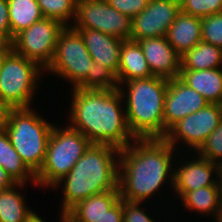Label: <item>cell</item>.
I'll return each mask as SVG.
<instances>
[{
  "label": "cell",
  "mask_w": 222,
  "mask_h": 222,
  "mask_svg": "<svg viewBox=\"0 0 222 222\" xmlns=\"http://www.w3.org/2000/svg\"><path fill=\"white\" fill-rule=\"evenodd\" d=\"M13 187L15 185L0 191V222H26L34 214Z\"/></svg>",
  "instance_id": "d4e9b609"
},
{
  "label": "cell",
  "mask_w": 222,
  "mask_h": 222,
  "mask_svg": "<svg viewBox=\"0 0 222 222\" xmlns=\"http://www.w3.org/2000/svg\"><path fill=\"white\" fill-rule=\"evenodd\" d=\"M197 151L201 157L222 165V121ZM218 158L221 160L219 163Z\"/></svg>",
  "instance_id": "f546056e"
},
{
  "label": "cell",
  "mask_w": 222,
  "mask_h": 222,
  "mask_svg": "<svg viewBox=\"0 0 222 222\" xmlns=\"http://www.w3.org/2000/svg\"><path fill=\"white\" fill-rule=\"evenodd\" d=\"M116 74L105 65L92 61L91 72L77 87L81 89H120Z\"/></svg>",
  "instance_id": "4316f807"
},
{
  "label": "cell",
  "mask_w": 222,
  "mask_h": 222,
  "mask_svg": "<svg viewBox=\"0 0 222 222\" xmlns=\"http://www.w3.org/2000/svg\"><path fill=\"white\" fill-rule=\"evenodd\" d=\"M120 199L119 191H106L83 199L68 212L80 222H97Z\"/></svg>",
  "instance_id": "ffe728a7"
},
{
  "label": "cell",
  "mask_w": 222,
  "mask_h": 222,
  "mask_svg": "<svg viewBox=\"0 0 222 222\" xmlns=\"http://www.w3.org/2000/svg\"><path fill=\"white\" fill-rule=\"evenodd\" d=\"M216 218H217V222H222V207L221 209L218 211V213L216 214Z\"/></svg>",
  "instance_id": "ab89813d"
},
{
  "label": "cell",
  "mask_w": 222,
  "mask_h": 222,
  "mask_svg": "<svg viewBox=\"0 0 222 222\" xmlns=\"http://www.w3.org/2000/svg\"><path fill=\"white\" fill-rule=\"evenodd\" d=\"M73 92L71 128L81 132L91 144L122 150L130 145L131 138L136 139L128 127L126 114L119 107L123 99L121 88H74Z\"/></svg>",
  "instance_id": "6da1fadb"
},
{
  "label": "cell",
  "mask_w": 222,
  "mask_h": 222,
  "mask_svg": "<svg viewBox=\"0 0 222 222\" xmlns=\"http://www.w3.org/2000/svg\"><path fill=\"white\" fill-rule=\"evenodd\" d=\"M53 126L30 108L9 109L4 130L26 166L36 174L42 167Z\"/></svg>",
  "instance_id": "5b68a950"
},
{
  "label": "cell",
  "mask_w": 222,
  "mask_h": 222,
  "mask_svg": "<svg viewBox=\"0 0 222 222\" xmlns=\"http://www.w3.org/2000/svg\"><path fill=\"white\" fill-rule=\"evenodd\" d=\"M9 108L3 103L0 98V130L4 129L7 120Z\"/></svg>",
  "instance_id": "d590c367"
},
{
  "label": "cell",
  "mask_w": 222,
  "mask_h": 222,
  "mask_svg": "<svg viewBox=\"0 0 222 222\" xmlns=\"http://www.w3.org/2000/svg\"><path fill=\"white\" fill-rule=\"evenodd\" d=\"M26 222H43V220L34 213Z\"/></svg>",
  "instance_id": "74e56055"
},
{
  "label": "cell",
  "mask_w": 222,
  "mask_h": 222,
  "mask_svg": "<svg viewBox=\"0 0 222 222\" xmlns=\"http://www.w3.org/2000/svg\"><path fill=\"white\" fill-rule=\"evenodd\" d=\"M119 154L118 190L123 200L138 202L150 197L169 176L172 152L164 138L135 139Z\"/></svg>",
  "instance_id": "7a4b0ae2"
},
{
  "label": "cell",
  "mask_w": 222,
  "mask_h": 222,
  "mask_svg": "<svg viewBox=\"0 0 222 222\" xmlns=\"http://www.w3.org/2000/svg\"><path fill=\"white\" fill-rule=\"evenodd\" d=\"M9 49H0V63H1V60L3 58V56L5 55V53L8 51Z\"/></svg>",
  "instance_id": "60d3db41"
},
{
  "label": "cell",
  "mask_w": 222,
  "mask_h": 222,
  "mask_svg": "<svg viewBox=\"0 0 222 222\" xmlns=\"http://www.w3.org/2000/svg\"><path fill=\"white\" fill-rule=\"evenodd\" d=\"M180 11L198 18L222 13V0H179Z\"/></svg>",
  "instance_id": "83f0119b"
},
{
  "label": "cell",
  "mask_w": 222,
  "mask_h": 222,
  "mask_svg": "<svg viewBox=\"0 0 222 222\" xmlns=\"http://www.w3.org/2000/svg\"><path fill=\"white\" fill-rule=\"evenodd\" d=\"M120 149L110 145L91 144L70 172L56 185L65 180L63 211H69L77 203L92 195L118 190L117 159Z\"/></svg>",
  "instance_id": "3957f363"
},
{
  "label": "cell",
  "mask_w": 222,
  "mask_h": 222,
  "mask_svg": "<svg viewBox=\"0 0 222 222\" xmlns=\"http://www.w3.org/2000/svg\"><path fill=\"white\" fill-rule=\"evenodd\" d=\"M215 169V170H214ZM212 171L220 173V166L200 156L175 170L171 174V181L176 193L182 197L188 191L207 186H222L220 181L211 179Z\"/></svg>",
  "instance_id": "9a60e30c"
},
{
  "label": "cell",
  "mask_w": 222,
  "mask_h": 222,
  "mask_svg": "<svg viewBox=\"0 0 222 222\" xmlns=\"http://www.w3.org/2000/svg\"><path fill=\"white\" fill-rule=\"evenodd\" d=\"M44 18L59 21L65 27L67 20L76 17L77 0H36ZM74 16V17H73Z\"/></svg>",
  "instance_id": "484cf974"
},
{
  "label": "cell",
  "mask_w": 222,
  "mask_h": 222,
  "mask_svg": "<svg viewBox=\"0 0 222 222\" xmlns=\"http://www.w3.org/2000/svg\"><path fill=\"white\" fill-rule=\"evenodd\" d=\"M217 177H219L220 178L219 180H221L220 182H222V165H220V173L218 174Z\"/></svg>",
  "instance_id": "b9f144b4"
},
{
  "label": "cell",
  "mask_w": 222,
  "mask_h": 222,
  "mask_svg": "<svg viewBox=\"0 0 222 222\" xmlns=\"http://www.w3.org/2000/svg\"><path fill=\"white\" fill-rule=\"evenodd\" d=\"M62 222H80L73 215H71L68 211H62Z\"/></svg>",
  "instance_id": "8d00e7d4"
},
{
  "label": "cell",
  "mask_w": 222,
  "mask_h": 222,
  "mask_svg": "<svg viewBox=\"0 0 222 222\" xmlns=\"http://www.w3.org/2000/svg\"><path fill=\"white\" fill-rule=\"evenodd\" d=\"M64 27L59 21L43 18L18 33L10 44L11 48L17 54L46 68L52 61L59 35Z\"/></svg>",
  "instance_id": "30bf717a"
},
{
  "label": "cell",
  "mask_w": 222,
  "mask_h": 222,
  "mask_svg": "<svg viewBox=\"0 0 222 222\" xmlns=\"http://www.w3.org/2000/svg\"><path fill=\"white\" fill-rule=\"evenodd\" d=\"M9 22L11 27V43L22 30L29 28L44 17L36 0H7Z\"/></svg>",
  "instance_id": "603a6c76"
},
{
  "label": "cell",
  "mask_w": 222,
  "mask_h": 222,
  "mask_svg": "<svg viewBox=\"0 0 222 222\" xmlns=\"http://www.w3.org/2000/svg\"><path fill=\"white\" fill-rule=\"evenodd\" d=\"M106 2L120 13L133 19L147 7L149 0H106Z\"/></svg>",
  "instance_id": "4dcf8cb0"
},
{
  "label": "cell",
  "mask_w": 222,
  "mask_h": 222,
  "mask_svg": "<svg viewBox=\"0 0 222 222\" xmlns=\"http://www.w3.org/2000/svg\"><path fill=\"white\" fill-rule=\"evenodd\" d=\"M0 166L15 183L24 184L30 176L35 182V174L22 161L4 129L0 130Z\"/></svg>",
  "instance_id": "7402d4cb"
},
{
  "label": "cell",
  "mask_w": 222,
  "mask_h": 222,
  "mask_svg": "<svg viewBox=\"0 0 222 222\" xmlns=\"http://www.w3.org/2000/svg\"><path fill=\"white\" fill-rule=\"evenodd\" d=\"M90 145V141L78 130L70 126L64 130L53 126L44 163L35 174V183L55 187Z\"/></svg>",
  "instance_id": "8992f818"
},
{
  "label": "cell",
  "mask_w": 222,
  "mask_h": 222,
  "mask_svg": "<svg viewBox=\"0 0 222 222\" xmlns=\"http://www.w3.org/2000/svg\"><path fill=\"white\" fill-rule=\"evenodd\" d=\"M11 45L0 38V49H10Z\"/></svg>",
  "instance_id": "f35d334b"
},
{
  "label": "cell",
  "mask_w": 222,
  "mask_h": 222,
  "mask_svg": "<svg viewBox=\"0 0 222 222\" xmlns=\"http://www.w3.org/2000/svg\"><path fill=\"white\" fill-rule=\"evenodd\" d=\"M92 61L80 33L72 26H66L59 35L54 56L46 68L71 80L77 88L87 77V72H91Z\"/></svg>",
  "instance_id": "ba28073f"
},
{
  "label": "cell",
  "mask_w": 222,
  "mask_h": 222,
  "mask_svg": "<svg viewBox=\"0 0 222 222\" xmlns=\"http://www.w3.org/2000/svg\"><path fill=\"white\" fill-rule=\"evenodd\" d=\"M202 19L180 11L169 27L166 38L173 49L182 56L202 41Z\"/></svg>",
  "instance_id": "e0dca14e"
},
{
  "label": "cell",
  "mask_w": 222,
  "mask_h": 222,
  "mask_svg": "<svg viewBox=\"0 0 222 222\" xmlns=\"http://www.w3.org/2000/svg\"><path fill=\"white\" fill-rule=\"evenodd\" d=\"M169 79L150 78L126 81L127 124L136 139L164 138V104Z\"/></svg>",
  "instance_id": "277c9868"
},
{
  "label": "cell",
  "mask_w": 222,
  "mask_h": 222,
  "mask_svg": "<svg viewBox=\"0 0 222 222\" xmlns=\"http://www.w3.org/2000/svg\"><path fill=\"white\" fill-rule=\"evenodd\" d=\"M40 65L10 48L0 63V98L9 109L30 108Z\"/></svg>",
  "instance_id": "52a82bcc"
},
{
  "label": "cell",
  "mask_w": 222,
  "mask_h": 222,
  "mask_svg": "<svg viewBox=\"0 0 222 222\" xmlns=\"http://www.w3.org/2000/svg\"><path fill=\"white\" fill-rule=\"evenodd\" d=\"M118 83L154 76L137 41L123 40L120 49V62L117 72Z\"/></svg>",
  "instance_id": "ac0fdd59"
},
{
  "label": "cell",
  "mask_w": 222,
  "mask_h": 222,
  "mask_svg": "<svg viewBox=\"0 0 222 222\" xmlns=\"http://www.w3.org/2000/svg\"><path fill=\"white\" fill-rule=\"evenodd\" d=\"M202 41L222 49V13L202 18Z\"/></svg>",
  "instance_id": "f1b7e54d"
},
{
  "label": "cell",
  "mask_w": 222,
  "mask_h": 222,
  "mask_svg": "<svg viewBox=\"0 0 222 222\" xmlns=\"http://www.w3.org/2000/svg\"><path fill=\"white\" fill-rule=\"evenodd\" d=\"M14 185L23 186L24 184L15 183L11 179V177L7 174V172L0 166V188L1 189H6V188L12 187Z\"/></svg>",
  "instance_id": "e575fe53"
},
{
  "label": "cell",
  "mask_w": 222,
  "mask_h": 222,
  "mask_svg": "<svg viewBox=\"0 0 222 222\" xmlns=\"http://www.w3.org/2000/svg\"><path fill=\"white\" fill-rule=\"evenodd\" d=\"M181 70H205L220 67L222 49L201 41L195 47L186 51L181 57Z\"/></svg>",
  "instance_id": "44dd1931"
},
{
  "label": "cell",
  "mask_w": 222,
  "mask_h": 222,
  "mask_svg": "<svg viewBox=\"0 0 222 222\" xmlns=\"http://www.w3.org/2000/svg\"><path fill=\"white\" fill-rule=\"evenodd\" d=\"M77 25L74 29H92L131 40L132 19L111 7L106 0H77Z\"/></svg>",
  "instance_id": "9c48e42d"
},
{
  "label": "cell",
  "mask_w": 222,
  "mask_h": 222,
  "mask_svg": "<svg viewBox=\"0 0 222 222\" xmlns=\"http://www.w3.org/2000/svg\"><path fill=\"white\" fill-rule=\"evenodd\" d=\"M97 222H123L122 198Z\"/></svg>",
  "instance_id": "836d02e7"
},
{
  "label": "cell",
  "mask_w": 222,
  "mask_h": 222,
  "mask_svg": "<svg viewBox=\"0 0 222 222\" xmlns=\"http://www.w3.org/2000/svg\"><path fill=\"white\" fill-rule=\"evenodd\" d=\"M77 30L95 63L105 65L116 75L119 69L122 39L92 29Z\"/></svg>",
  "instance_id": "2e32d148"
},
{
  "label": "cell",
  "mask_w": 222,
  "mask_h": 222,
  "mask_svg": "<svg viewBox=\"0 0 222 222\" xmlns=\"http://www.w3.org/2000/svg\"><path fill=\"white\" fill-rule=\"evenodd\" d=\"M179 78L209 103L222 105V70H180Z\"/></svg>",
  "instance_id": "d6986e66"
},
{
  "label": "cell",
  "mask_w": 222,
  "mask_h": 222,
  "mask_svg": "<svg viewBox=\"0 0 222 222\" xmlns=\"http://www.w3.org/2000/svg\"><path fill=\"white\" fill-rule=\"evenodd\" d=\"M209 102L179 77L169 79L164 104V137L178 121L193 114Z\"/></svg>",
  "instance_id": "4fadbf2b"
},
{
  "label": "cell",
  "mask_w": 222,
  "mask_h": 222,
  "mask_svg": "<svg viewBox=\"0 0 222 222\" xmlns=\"http://www.w3.org/2000/svg\"><path fill=\"white\" fill-rule=\"evenodd\" d=\"M221 121L222 105L209 103L174 124L164 139L174 147L177 139L181 138L184 143L197 151Z\"/></svg>",
  "instance_id": "8fae6325"
},
{
  "label": "cell",
  "mask_w": 222,
  "mask_h": 222,
  "mask_svg": "<svg viewBox=\"0 0 222 222\" xmlns=\"http://www.w3.org/2000/svg\"><path fill=\"white\" fill-rule=\"evenodd\" d=\"M181 198L189 210L195 209L202 213L214 212L216 215L222 207V186H207L188 191Z\"/></svg>",
  "instance_id": "cb8c5ba5"
},
{
  "label": "cell",
  "mask_w": 222,
  "mask_h": 222,
  "mask_svg": "<svg viewBox=\"0 0 222 222\" xmlns=\"http://www.w3.org/2000/svg\"><path fill=\"white\" fill-rule=\"evenodd\" d=\"M179 12V0H149L147 7L132 19L131 40L166 36Z\"/></svg>",
  "instance_id": "7c38bea8"
},
{
  "label": "cell",
  "mask_w": 222,
  "mask_h": 222,
  "mask_svg": "<svg viewBox=\"0 0 222 222\" xmlns=\"http://www.w3.org/2000/svg\"><path fill=\"white\" fill-rule=\"evenodd\" d=\"M0 38L4 42L11 44V27L7 0H0Z\"/></svg>",
  "instance_id": "d6a6232c"
},
{
  "label": "cell",
  "mask_w": 222,
  "mask_h": 222,
  "mask_svg": "<svg viewBox=\"0 0 222 222\" xmlns=\"http://www.w3.org/2000/svg\"><path fill=\"white\" fill-rule=\"evenodd\" d=\"M140 203L122 199L123 222H153L151 218L138 207Z\"/></svg>",
  "instance_id": "1f68e13d"
},
{
  "label": "cell",
  "mask_w": 222,
  "mask_h": 222,
  "mask_svg": "<svg viewBox=\"0 0 222 222\" xmlns=\"http://www.w3.org/2000/svg\"><path fill=\"white\" fill-rule=\"evenodd\" d=\"M137 42L140 44L154 76L167 79L179 77L181 56L169 44L166 36L145 38Z\"/></svg>",
  "instance_id": "5bb4252c"
}]
</instances>
